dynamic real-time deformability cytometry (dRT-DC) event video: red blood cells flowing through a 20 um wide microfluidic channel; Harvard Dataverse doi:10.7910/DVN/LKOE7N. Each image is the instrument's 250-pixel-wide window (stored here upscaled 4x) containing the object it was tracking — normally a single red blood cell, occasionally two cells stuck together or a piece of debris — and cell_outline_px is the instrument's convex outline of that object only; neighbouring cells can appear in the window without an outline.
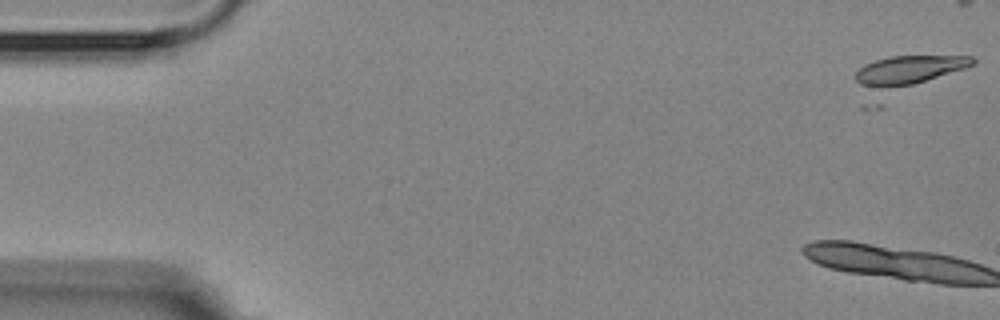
{"species": "Egyptian fruit bat (a non-hibernating species)", "species_latin": "Rousettus aegyptiacus", "temperature_condition": "room temperature", "stored_images_in_passage": 3, "camera_frame_rate_fps": 3000, "um_per_image_px": 0.085, "animal": {"sex": "female"}, "frame": {"image": 1, "passage_image": 1, "time_ms": 0.0, "image_size_px": [1000, 320], "cell_outline_px": [[976, 60], [972, 64], [964, 68], [912, 84], [880, 88], [876, 88], [860, 84], [856, 80], [856, 72], [864, 64], [876, 60], [892, 56], [972, 56]], "centroid_in_image_um": [77.24, 5.92], "position_along_channel_um": 7.8, "area_um2": 18.84}}